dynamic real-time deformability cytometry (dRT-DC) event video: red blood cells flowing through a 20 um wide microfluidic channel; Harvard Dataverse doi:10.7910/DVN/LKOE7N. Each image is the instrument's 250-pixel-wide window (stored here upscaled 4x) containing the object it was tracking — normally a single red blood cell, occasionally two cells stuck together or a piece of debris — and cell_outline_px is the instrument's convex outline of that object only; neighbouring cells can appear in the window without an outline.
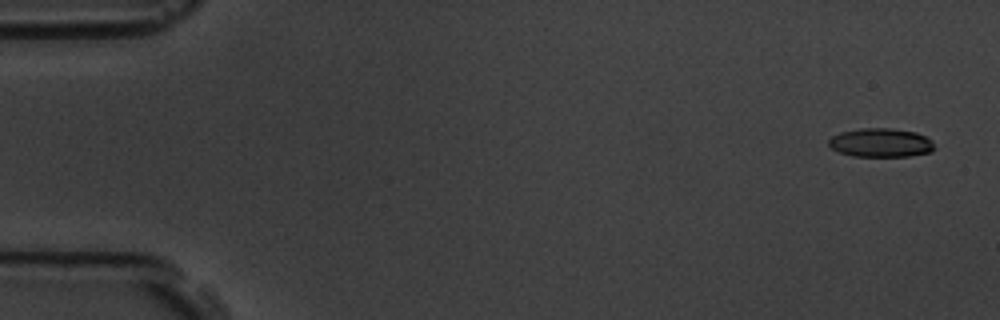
{"species": "common noctule bat (a hibernating species)", "species_latin": "Nyctalus noctula", "temperature_condition": "room temperature", "stored_images_in_passage": 6, "camera_frame_rate_fps": 3000, "um_per_image_px": 0.085, "animal": {"sex": "male", "body_mass_g": 19.5, "forearm_length_mm": 54.6}, "frame": {"image": 1, "passage_image": 1, "time_ms": 0.0, "image_size_px": [1000, 320], "cell_outline_px": [[936, 148], [932, 152], [908, 156], [852, 156], [840, 152], [832, 148], [828, 144], [828, 140], [832, 136], [840, 132], [860, 128], [892, 128], [916, 132], [932, 140]], "centroid_in_image_um": [74.89, 12.12], "position_along_channel_um": 10.1, "area_um2": 17.86}}
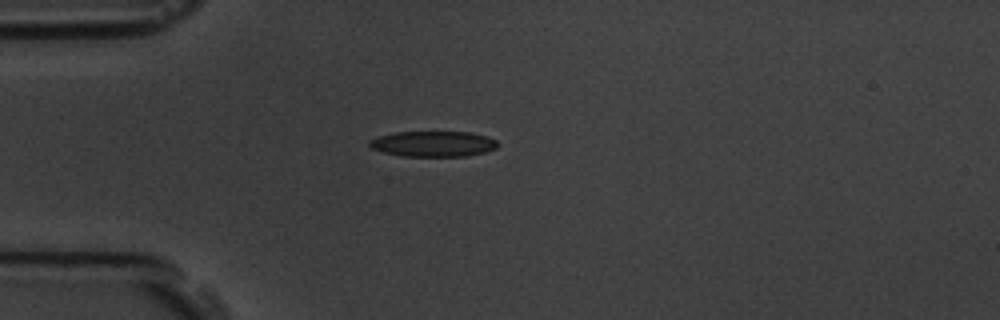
{"frame": {"image": 2, "passage_image": 4, "time_ms": 4.333, "image_size_px": [1000, 320], "cell_outline_px": [[500, 144], [496, 148], [484, 152], [464, 156], [404, 156], [384, 152], [372, 148], [368, 144], [368, 140], [380, 136], [396, 132], [472, 132], [488, 136], [496, 140]], "centroid_in_image_um": [36.86, 12.22], "position_along_channel_um": 48.1, "area_um2": 19.07}}
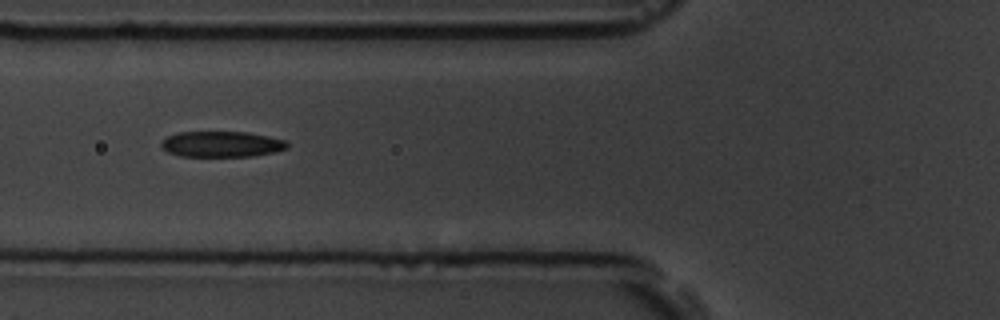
{"frame": {"image": 3, "passage_image": 6, "time_ms": 6.333, "image_size_px": [1000, 320], "cell_outline_px": [[288, 148], [272, 152], [252, 156], [180, 156], [168, 152], [160, 148], [160, 144], [168, 136], [180, 132], [248, 132], [288, 140]], "centroid_in_image_um": [18.85, 12.25], "position_along_channel_um": 107.0, "area_um2": 18.9}}